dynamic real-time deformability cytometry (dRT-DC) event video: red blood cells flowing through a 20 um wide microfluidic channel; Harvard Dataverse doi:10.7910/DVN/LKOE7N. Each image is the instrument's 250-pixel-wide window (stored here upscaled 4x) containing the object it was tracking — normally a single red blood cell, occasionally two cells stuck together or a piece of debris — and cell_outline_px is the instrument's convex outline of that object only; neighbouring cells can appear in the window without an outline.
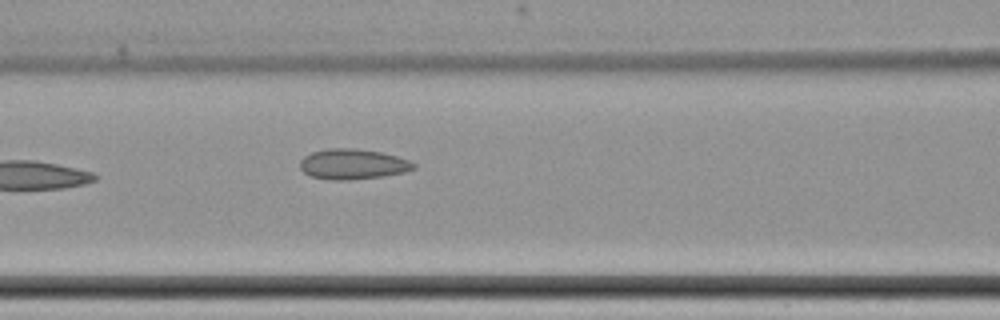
{"species": "common noctule bat (a hibernating species)", "species_latin": "Nyctalus noctula", "temperature_condition": "cold", "stored_images_in_passage": 8, "camera_frame_rate_fps": 3000, "um_per_image_px": 0.085, "animal": {"sex": "female", "body_mass_g": 22.7, "forearm_length_mm": 54.2}, "frame": {"image": 1, "passage_image": 8, "time_ms": 10.333, "image_size_px": [1000, 320], "cell_outline_px": [[416, 168], [404, 172], [384, 176], [348, 180], [328, 180], [312, 176], [304, 172], [300, 168], [300, 160], [304, 156], [312, 152], [328, 148], [356, 148], [380, 152], [396, 156], [408, 160], [416, 164]], "centroid_in_image_um": [29.98, 13.95], "position_along_channel_um": 136.6, "area_um2": 20.11}}